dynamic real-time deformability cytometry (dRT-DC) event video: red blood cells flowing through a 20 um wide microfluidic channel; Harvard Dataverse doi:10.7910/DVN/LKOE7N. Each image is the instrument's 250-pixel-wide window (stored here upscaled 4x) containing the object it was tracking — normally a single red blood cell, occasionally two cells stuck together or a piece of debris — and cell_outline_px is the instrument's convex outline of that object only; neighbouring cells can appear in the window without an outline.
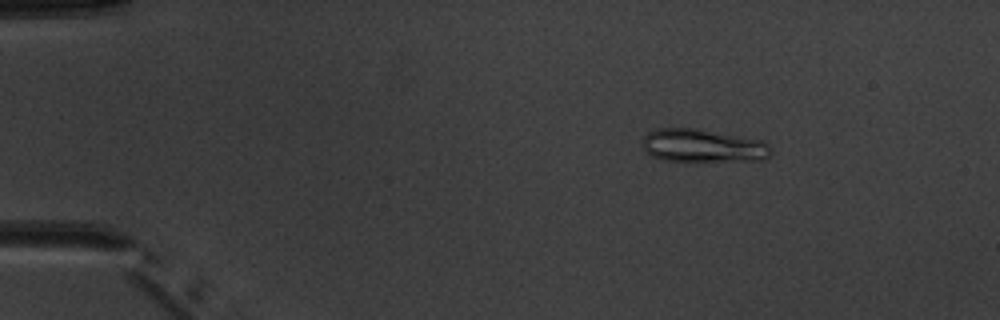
{"species": "common noctule bat (a hibernating species)", "species_latin": "Nyctalus noctula", "temperature_condition": "warm", "stored_images_in_passage": 4, "camera_frame_rate_fps": 3000, "um_per_image_px": 0.085, "animal": {"sex": "male", "body_mass_g": 20.1, "forearm_length_mm": 53.5}, "frame": {"image": 1, "passage_image": 1, "time_ms": 0.0, "image_size_px": [1000, 320], "cell_outline_px": [[772, 152], [764, 160], [664, 160], [652, 156], [644, 148], [644, 136], [648, 132], [656, 128], [696, 128], [764, 140], [772, 148]], "centroid_in_image_um": [59.79, 12.36], "position_along_channel_um": 25.2, "area_um2": 24.57}}